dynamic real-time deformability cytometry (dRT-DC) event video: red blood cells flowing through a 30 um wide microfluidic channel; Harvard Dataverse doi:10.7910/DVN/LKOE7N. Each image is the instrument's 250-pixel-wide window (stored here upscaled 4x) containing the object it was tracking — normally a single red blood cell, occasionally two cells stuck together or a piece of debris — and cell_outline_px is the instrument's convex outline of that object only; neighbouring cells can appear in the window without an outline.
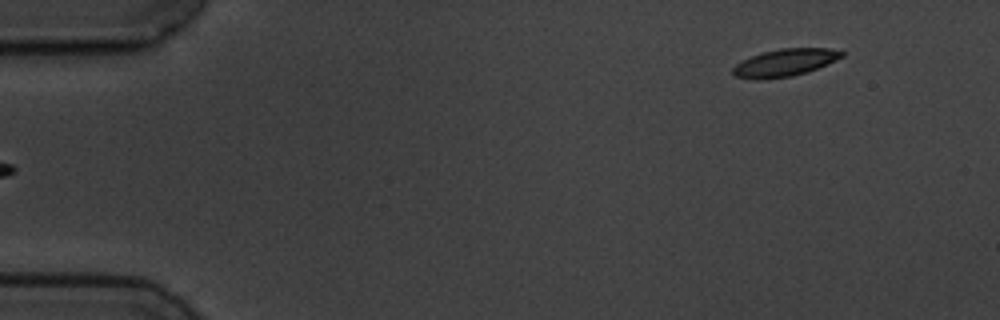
{"species": "common noctule bat (a hibernating species)", "species_latin": "Nyctalus noctula", "temperature_condition": "cold", "stored_images_in_passage": 3, "camera_frame_rate_fps": 3000, "um_per_image_px": 0.085, "animal": {"sex": "male", "body_mass_g": 19.5, "forearm_length_mm": 54.6}, "frame": {"image": 1, "passage_image": 3, "time_ms": 2.333, "image_size_px": [1000, 320], "cell_outline_px": [[844, 56], [808, 72], [792, 76], [756, 80], [736, 76], [732, 72], [732, 68], [736, 64], [752, 56], [764, 52], [780, 48], [828, 48], [844, 52]], "centroid_in_image_um": [66.71, 5.33], "position_along_channel_um": 18.3, "area_um2": 17.17}}